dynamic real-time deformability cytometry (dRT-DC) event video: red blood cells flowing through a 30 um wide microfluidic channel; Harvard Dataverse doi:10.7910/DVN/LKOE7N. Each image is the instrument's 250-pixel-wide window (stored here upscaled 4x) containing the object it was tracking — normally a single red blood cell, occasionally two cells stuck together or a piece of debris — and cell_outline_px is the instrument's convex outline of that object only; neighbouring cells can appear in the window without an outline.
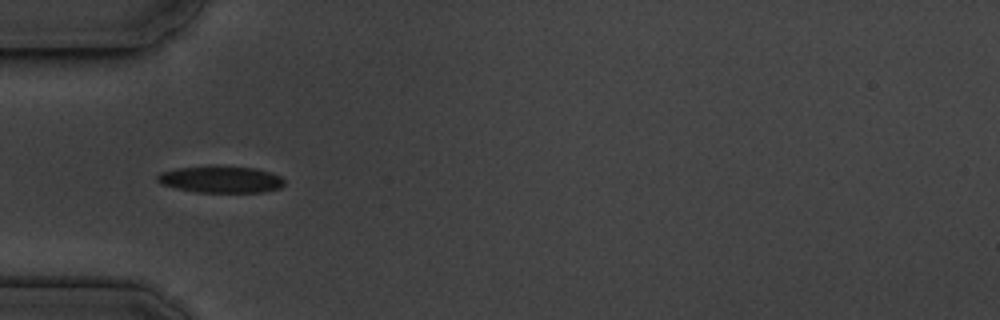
{"species": "common noctule bat (a hibernating species)", "species_latin": "Nyctalus noctula", "temperature_condition": "cold", "stored_images_in_passage": 12, "camera_frame_rate_fps": 3000, "um_per_image_px": 0.085, "animal": {"sex": "male", "body_mass_g": 19.5, "forearm_length_mm": 54.6}, "frame": {"image": 1, "passage_image": 3, "time_ms": 0.667, "image_size_px": [1000, 320], "cell_outline_px": [[284, 184], [280, 188], [264, 192], [196, 192], [176, 188], [164, 184], [156, 180], [156, 176], [160, 172], [176, 168], [212, 164], [256, 168], [280, 176], [284, 180]], "centroid_in_image_um": [18.75, 15.22], "position_along_channel_um": 66.3, "area_um2": 20.17}}